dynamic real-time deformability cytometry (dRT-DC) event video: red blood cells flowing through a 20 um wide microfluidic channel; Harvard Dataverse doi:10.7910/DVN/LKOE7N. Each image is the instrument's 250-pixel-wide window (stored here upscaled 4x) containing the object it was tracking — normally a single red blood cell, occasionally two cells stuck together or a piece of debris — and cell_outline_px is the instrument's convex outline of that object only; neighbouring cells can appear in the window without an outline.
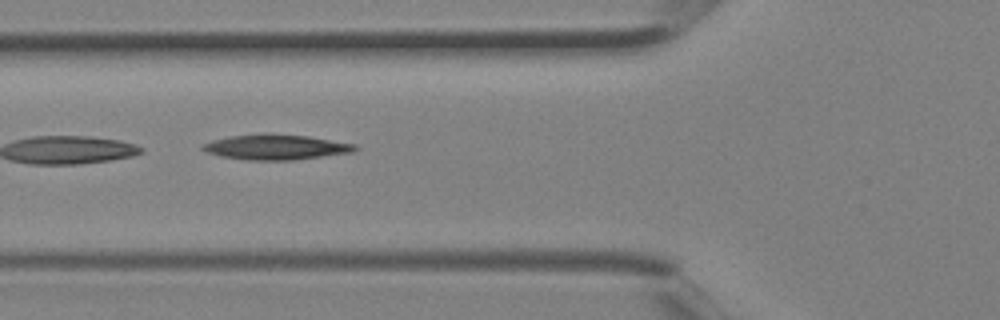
{"species": "Egyptian fruit bat (a non-hibernating species)", "species_latin": "Rousettus aegyptiacus", "temperature_condition": "room temperature", "stored_images_in_passage": 3, "camera_frame_rate_fps": 3000, "um_per_image_px": 0.085, "animal": {"sex": "female"}, "frame": {"image": 1, "passage_image": 3, "time_ms": 0.667, "image_size_px": [1000, 320], "cell_outline_px": [[360, 148], [352, 152], [292, 160], [248, 160], [220, 156], [208, 152], [200, 148], [200, 144], [212, 140], [228, 136], [308, 136], [356, 144]], "centroid_in_image_um": [23.45, 12.54], "position_along_channel_um": 102.3, "area_um2": 21.5}}